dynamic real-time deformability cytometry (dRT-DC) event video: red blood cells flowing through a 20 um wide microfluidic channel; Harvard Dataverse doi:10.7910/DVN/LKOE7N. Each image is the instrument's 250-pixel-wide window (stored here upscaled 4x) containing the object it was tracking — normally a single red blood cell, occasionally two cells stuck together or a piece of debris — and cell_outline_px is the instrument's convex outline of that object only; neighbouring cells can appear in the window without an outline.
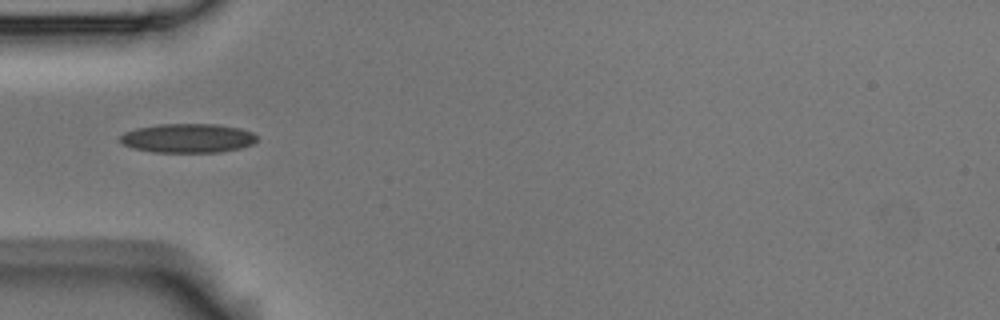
{"species": "Egyptian fruit bat (a non-hibernating species)", "species_latin": "Rousettus aegyptiacus", "temperature_condition": "room temperature", "stored_images_in_passage": 7, "camera_frame_rate_fps": 3000, "um_per_image_px": 0.085, "animal": {"sex": "male"}, "frame": {"image": 1, "passage_image": 5, "time_ms": 1.333, "image_size_px": [1000, 320], "cell_outline_px": [[256, 140], [252, 144], [240, 148], [220, 152], [152, 152], [132, 148], [124, 144], [120, 140], [120, 136], [124, 132], [136, 128], [160, 124], [216, 124], [240, 128], [252, 132], [256, 136]], "centroid_in_image_um": [15.95, 11.74], "position_along_channel_um": 69.1, "area_um2": 23.18}}
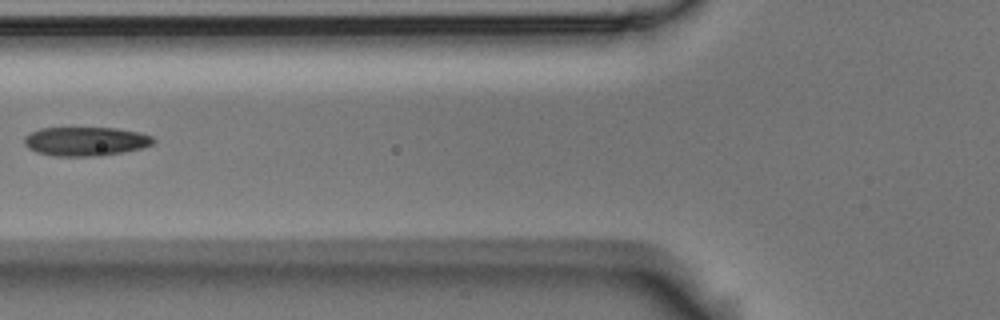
{"frame": {"image": 2, "passage_image": 6, "time_ms": 1.667, "image_size_px": [1000, 320], "cell_outline_px": [[156, 140], [152, 144], [140, 148], [100, 156], [52, 156], [36, 152], [28, 148], [24, 144], [24, 136], [40, 128], [116, 128], [140, 132], [152, 136]], "centroid_in_image_um": [7.25, 12.01], "position_along_channel_um": 118.5, "area_um2": 21.79}}
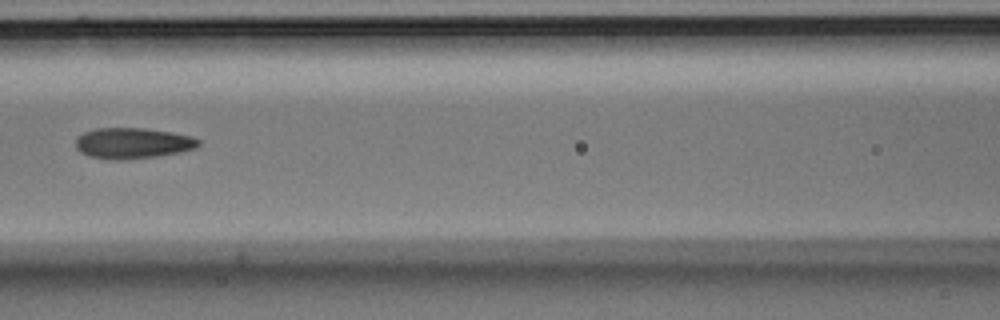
{"frame": {"image": 3, "passage_image": 7, "time_ms": 2.0, "image_size_px": [1000, 320], "cell_outline_px": [[200, 144], [196, 148], [180, 152], [160, 156], [120, 160], [112, 160], [88, 156], [80, 152], [76, 148], [76, 136], [84, 132], [96, 128], [144, 128], [172, 132], [192, 136], [200, 140]], "centroid_in_image_um": [11.27, 12.17], "position_along_channel_um": 155.3, "area_um2": 22.31}}